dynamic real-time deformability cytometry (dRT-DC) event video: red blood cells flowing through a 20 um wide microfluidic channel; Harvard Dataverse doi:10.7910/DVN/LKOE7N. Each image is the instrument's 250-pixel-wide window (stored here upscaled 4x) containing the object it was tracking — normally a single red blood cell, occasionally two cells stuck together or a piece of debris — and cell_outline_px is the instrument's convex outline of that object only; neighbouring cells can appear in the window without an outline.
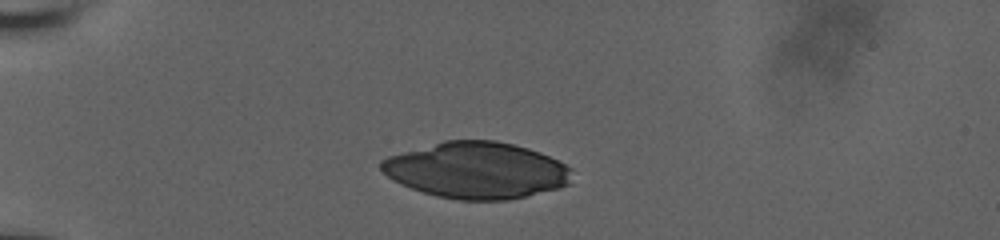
{"species": "human", "species_latin": "Homo sapiens", "temperature_condition": "room temperature", "stored_images_in_passage": 34, "camera_frame_rate_fps": 3000, "um_per_image_px": 0.085, "donor": {"sex": "male"}, "frame": {"image": 1, "passage_image": 1, "time_ms": 0.0, "image_size_px": [1000, 240], "cell_outline_px": [[572, 168], [568, 184], [560, 188], [508, 200], [456, 200], [436, 196], [400, 184], [392, 180], [380, 168], [380, 160], [388, 156], [444, 140], [496, 140], [528, 148], [540, 152]], "centroid_in_image_um": [40.49, 14.47], "position_along_channel_um": 44.5, "area_um2": 62.6}}